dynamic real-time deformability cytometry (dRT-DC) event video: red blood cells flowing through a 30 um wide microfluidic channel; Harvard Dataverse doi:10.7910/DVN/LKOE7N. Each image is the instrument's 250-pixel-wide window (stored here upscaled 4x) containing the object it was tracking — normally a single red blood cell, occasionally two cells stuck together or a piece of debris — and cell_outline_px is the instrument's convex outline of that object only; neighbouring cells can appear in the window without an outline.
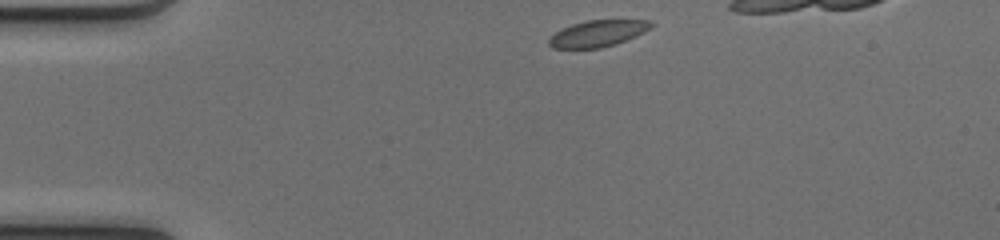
{"species": "common noctule bat (a hibernating species)", "species_latin": "Nyctalus noctula", "temperature_condition": "cold", "stored_images_in_passage": 35, "camera_frame_rate_fps": 3000, "um_per_image_px": 0.085, "animal": {"sex": "female", "body_mass_g": 17.0, "forearm_length_mm": 48.0}, "frame": {"image": 1, "passage_image": 1, "time_ms": 0.0, "image_size_px": [1000, 240], "cell_outline_px": [[652, 28], [636, 36], [616, 44], [600, 48], [552, 48], [548, 44], [548, 40], [560, 28], [584, 20], [652, 20]], "centroid_in_image_um": [50.81, 2.84], "position_along_channel_um": 34.2, "area_um2": 15.84}}
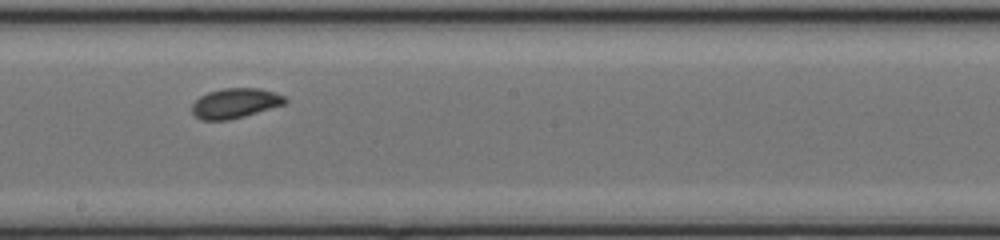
{"frame": {"image": 2, "passage_image": 19, "time_ms": 6.0, "image_size_px": [1000, 240], "cell_outline_px": [[288, 100], [284, 104], [244, 116], [228, 120], [200, 120], [192, 112], [192, 104], [200, 96], [208, 92], [224, 88], [260, 88], [276, 92], [284, 96]], "centroid_in_image_um": [19.99, 8.76], "position_along_channel_um": 228.2, "area_um2": 16.18}}
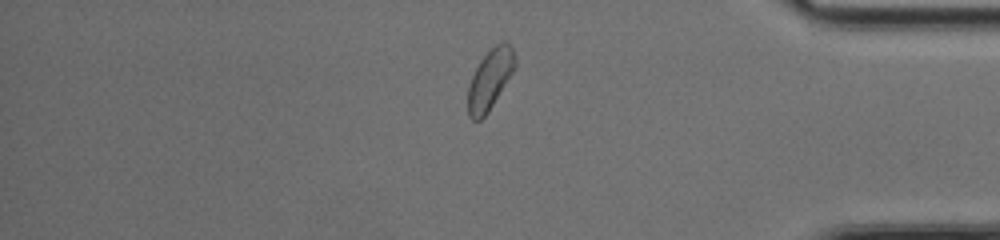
{"frame": {"image": 3, "passage_image": 33, "time_ms": 10.667, "image_size_px": [1000, 240], "cell_outline_px": [[516, 68], [488, 112], [480, 120], [472, 120], [468, 116], [468, 88], [472, 76], [480, 60], [496, 44], [504, 40], [512, 48], [516, 60]], "centroid_in_image_um": [41.66, 6.75], "position_along_channel_um": 393.5, "area_um2": 16.42}}